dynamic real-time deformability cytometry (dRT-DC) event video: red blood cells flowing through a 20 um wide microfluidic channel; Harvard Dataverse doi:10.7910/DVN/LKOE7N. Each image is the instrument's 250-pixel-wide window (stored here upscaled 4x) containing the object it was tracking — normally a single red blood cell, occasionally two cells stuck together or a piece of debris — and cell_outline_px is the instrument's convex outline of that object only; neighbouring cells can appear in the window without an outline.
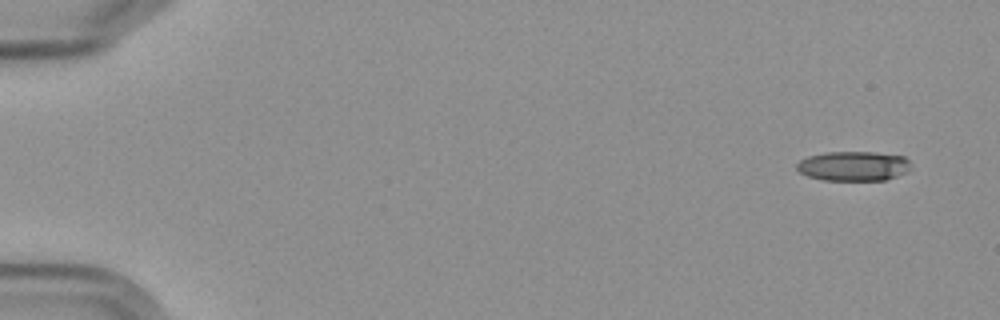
{"species": "Egyptian fruit bat (a non-hibernating species)", "species_latin": "Rousettus aegyptiacus", "temperature_condition": "cold", "stored_images_in_passage": 8, "camera_frame_rate_fps": 3000, "um_per_image_px": 0.085, "frame": {"image": 1, "passage_image": 1, "time_ms": 0.0, "image_size_px": [1000, 320], "cell_outline_px": [[908, 168], [904, 172], [896, 176], [884, 180], [824, 180], [808, 176], [800, 172], [796, 168], [796, 164], [800, 160], [808, 156], [828, 152], [872, 152], [904, 156], [908, 160]], "centroid_in_image_um": [72.49, 14.11], "position_along_channel_um": 12.5, "area_um2": 19.42}}
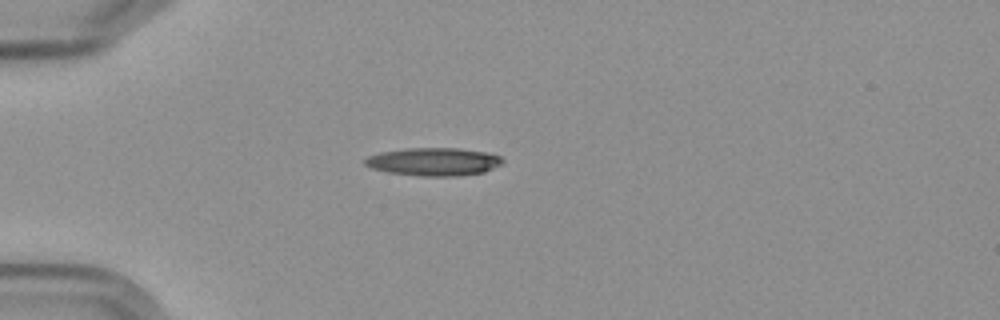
{"frame": {"image": 2, "passage_image": 4, "time_ms": 4.333, "image_size_px": [1000, 320], "cell_outline_px": [[504, 160], [500, 164], [484, 172], [460, 176], [416, 176], [384, 172], [372, 168], [364, 164], [364, 160], [368, 156], [380, 152], [408, 148], [460, 148], [484, 152], [500, 156]], "centroid_in_image_um": [36.83, 13.75], "position_along_channel_um": 48.2, "area_um2": 22.54}}
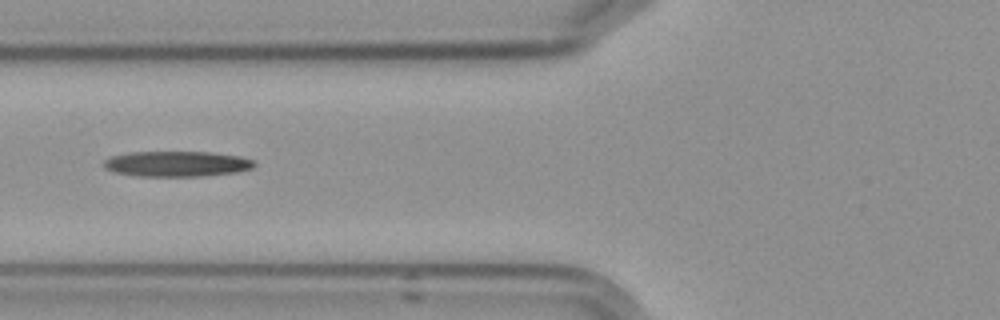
{"frame": {"image": 3, "passage_image": 6, "time_ms": 6.667, "image_size_px": [1000, 320], "cell_outline_px": [[256, 164], [252, 168], [236, 172], [200, 176], [136, 176], [116, 172], [104, 168], [104, 160], [112, 156], [132, 152], [212, 152], [240, 156], [252, 160]], "centroid_in_image_um": [15.03, 13.92], "position_along_channel_um": 110.8, "area_um2": 22.2}}